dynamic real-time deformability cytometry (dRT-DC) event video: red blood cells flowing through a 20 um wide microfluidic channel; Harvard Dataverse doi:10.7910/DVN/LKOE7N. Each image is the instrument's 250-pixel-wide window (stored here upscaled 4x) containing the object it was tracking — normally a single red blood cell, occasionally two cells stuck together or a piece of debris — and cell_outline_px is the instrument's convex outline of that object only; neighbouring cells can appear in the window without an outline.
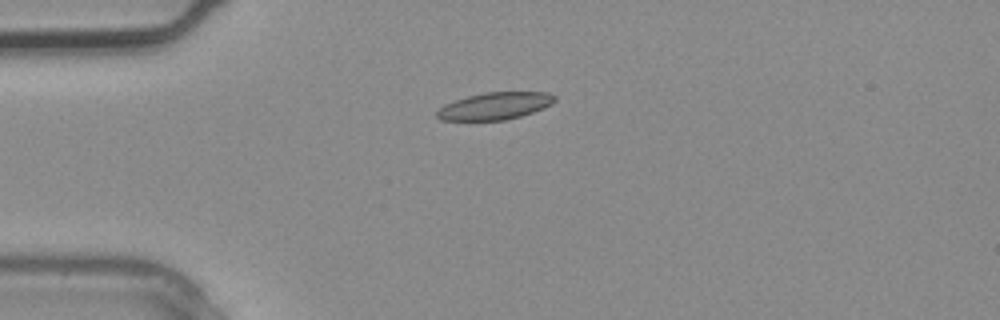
{"species": "common noctule bat (a hibernating species)", "species_latin": "Nyctalus noctula", "temperature_condition": "warm", "stored_images_in_passage": 4, "camera_frame_rate_fps": 3000, "um_per_image_px": 0.085, "animal": {"sex": "male", "body_mass_g": 20.4}, "frame": {"image": 1, "passage_image": 3, "time_ms": 0.667, "image_size_px": [1000, 320], "cell_outline_px": [[556, 100], [552, 104], [544, 108], [520, 116], [504, 120], [440, 120], [436, 116], [436, 112], [444, 104], [468, 96], [484, 92], [548, 92], [556, 96]], "centroid_in_image_um": [42.08, 9.0], "position_along_channel_um": 42.9, "area_um2": 18.61}}